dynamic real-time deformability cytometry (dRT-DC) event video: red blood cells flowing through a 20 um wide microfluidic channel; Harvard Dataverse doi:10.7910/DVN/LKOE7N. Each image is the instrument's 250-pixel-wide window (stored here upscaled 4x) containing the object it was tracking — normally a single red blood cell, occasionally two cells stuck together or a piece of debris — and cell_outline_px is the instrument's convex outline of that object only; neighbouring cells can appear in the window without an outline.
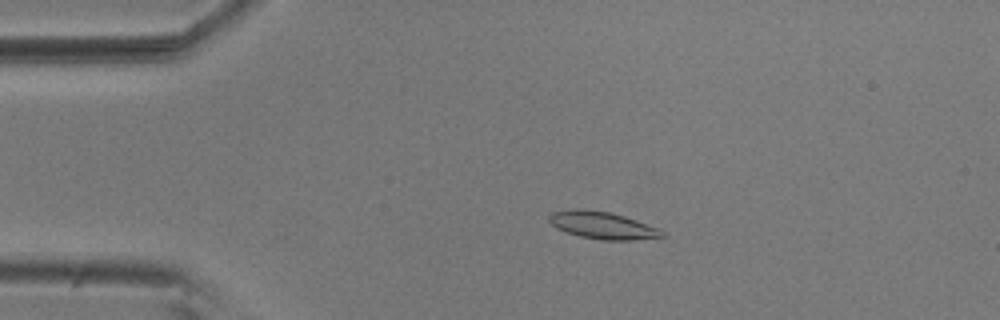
{"species": "common noctule bat (a hibernating species)", "species_latin": "Nyctalus noctula", "temperature_condition": "room temperature", "stored_images_in_passage": 55, "camera_frame_rate_fps": 3000, "um_per_image_px": 0.085, "animal": {"sex": "male", "body_mass_g": 20.5, "forearm_length_mm": 52.5}, "frame": {"image": 1, "passage_image": 11, "time_ms": 3.333, "image_size_px": [1000, 320], "cell_outline_px": [[668, 236], [632, 240], [604, 240], [580, 236], [556, 228], [548, 220], [548, 216], [552, 212], [572, 208], [580, 208], [612, 212], [660, 228]], "centroid_in_image_um": [51.22, 19.14], "position_along_channel_um": 33.8, "area_um2": 18.09}}
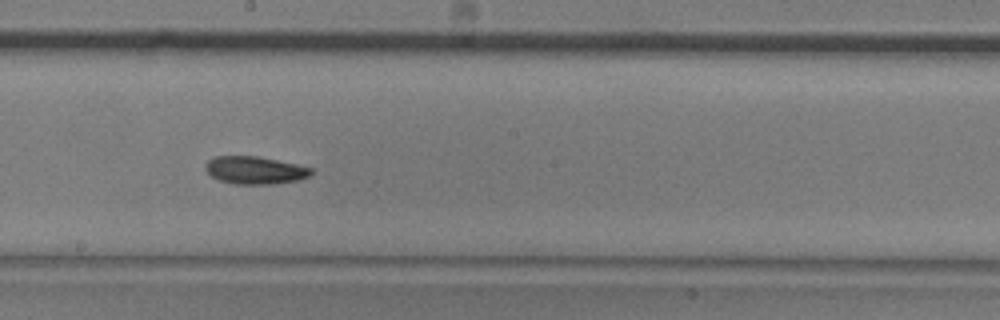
{"frame": {"image": 2, "passage_image": 30, "time_ms": 9.667, "image_size_px": [1000, 320], "cell_outline_px": [[312, 172], [308, 176], [296, 180], [276, 184], [232, 184], [220, 180], [212, 176], [204, 168], [204, 164], [208, 160], [216, 156], [256, 156], [296, 164], [312, 168]], "centroid_in_image_um": [21.63, 14.47], "position_along_channel_um": 226.6, "area_um2": 16.94}}
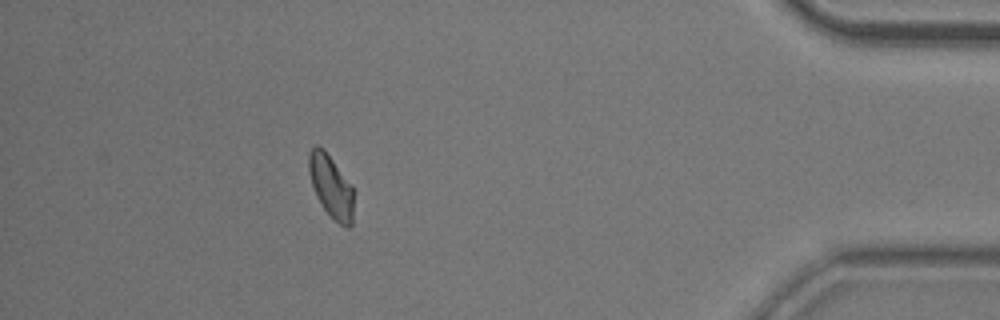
{"frame": {"image": 3, "passage_image": 49, "time_ms": 16.0, "image_size_px": [1000, 320], "cell_outline_px": [[352, 224], [348, 228], [340, 224], [324, 208], [316, 196], [308, 172], [308, 156], [312, 148], [316, 144], [324, 148], [352, 184]], "centroid_in_image_um": [28.12, 15.78], "position_along_channel_um": 407.1, "area_um2": 16.24}, "authors_computed_cell_mechanics": {"area_um2": 16.9932, "velocity_mm_per_s": 3.6668, "shape_relaxation_time_tau1_ms": 4.3245, "shape_relaxation_time_tau2_ms": null, "deformation_change_tau1": 0.1019, "deformation_change_tau2": null}}